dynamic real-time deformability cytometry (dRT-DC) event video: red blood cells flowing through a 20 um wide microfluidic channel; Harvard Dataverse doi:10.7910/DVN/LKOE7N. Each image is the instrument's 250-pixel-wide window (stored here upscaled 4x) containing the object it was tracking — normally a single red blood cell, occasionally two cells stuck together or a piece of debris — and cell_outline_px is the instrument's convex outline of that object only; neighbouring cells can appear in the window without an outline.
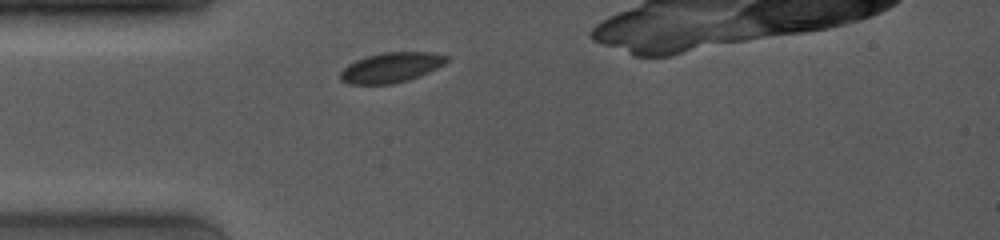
{"species": "common noctule bat (a hibernating species)", "species_latin": "Nyctalus noctula", "temperature_condition": "room temperature", "stored_images_in_passage": 30, "camera_frame_rate_fps": 4000, "um_per_image_px": 0.085, "animal": {"sex": "female", "body_mass_g": 19.0, "forearm_length_mm": 53.3}, "frame": {"image": 1, "passage_image": 6, "time_ms": 1.0, "image_size_px": [1000, 240], "cell_outline_px": [[448, 60], [444, 64], [420, 76], [408, 80], [392, 84], [348, 84], [340, 80], [340, 72], [348, 64], [356, 60], [368, 56], [384, 52], [432, 52], [448, 56]], "centroid_in_image_um": [33.24, 5.74], "position_along_channel_um": 51.8, "area_um2": 18.55}}
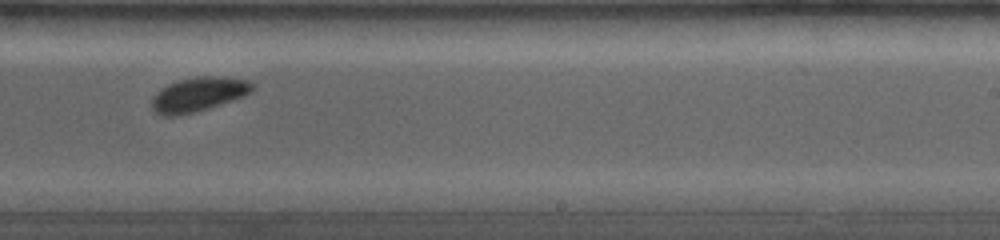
{"frame": {"image": 2, "passage_image": 22, "time_ms": 6.75, "image_size_px": [1000, 240], "cell_outline_px": [[256, 84], [244, 96], [220, 104], [192, 112], [176, 116], [160, 116], [152, 108], [152, 96], [160, 88], [168, 84], [180, 80], [196, 76], [216, 76], [252, 80]], "centroid_in_image_um": [16.85, 8.01], "position_along_channel_um": 272.2, "area_um2": 20.0}}
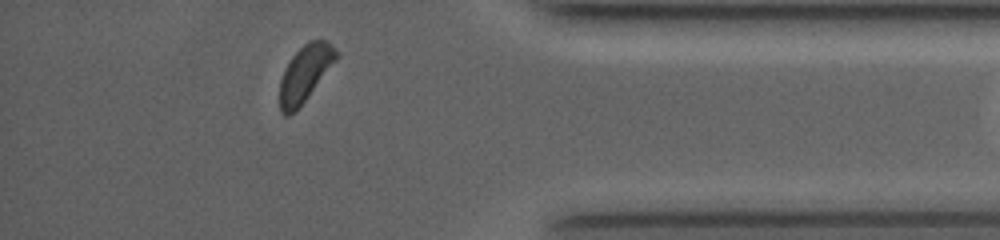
{"frame": {"image": 3, "passage_image": 29, "time_ms": 10.5, "image_size_px": [1000, 240], "cell_outline_px": [[336, 60], [296, 112], [288, 116], [284, 116], [280, 112], [280, 80], [284, 68], [292, 56], [308, 40], [328, 40], [336, 48]], "centroid_in_image_um": [25.9, 6.26], "position_along_channel_um": 409.3, "area_um2": 18.5}}